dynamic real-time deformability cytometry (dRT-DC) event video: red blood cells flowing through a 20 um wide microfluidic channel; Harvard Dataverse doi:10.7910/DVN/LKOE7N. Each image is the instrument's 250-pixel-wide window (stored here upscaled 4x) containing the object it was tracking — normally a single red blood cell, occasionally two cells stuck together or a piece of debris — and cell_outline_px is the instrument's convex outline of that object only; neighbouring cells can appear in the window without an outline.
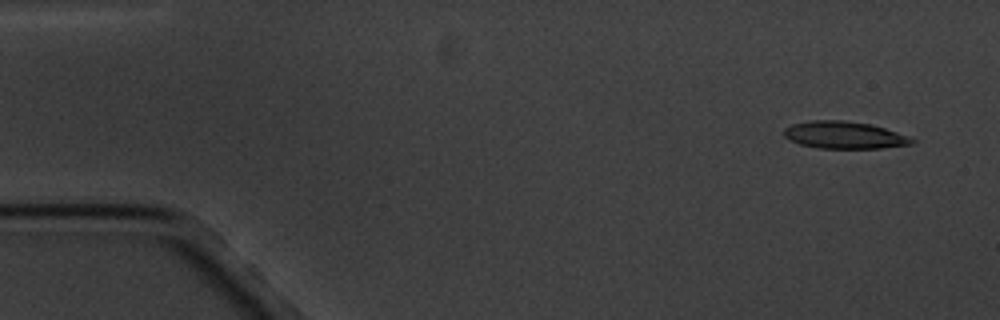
{"species": "common noctule bat (a hibernating species)", "species_latin": "Nyctalus noctula", "temperature_condition": "cold", "stored_images_in_passage": 4, "camera_frame_rate_fps": 3000, "um_per_image_px": 0.085, "animal": {"sex": "male", "body_mass_g": 20.1, "forearm_length_mm": 53.5}, "frame": {"image": 1, "passage_image": 1, "time_ms": 0.0, "image_size_px": [1000, 320], "cell_outline_px": [[916, 140], [912, 144], [880, 148], [820, 148], [800, 144], [788, 140], [784, 136], [784, 128], [792, 124], [808, 120], [844, 120], [872, 124], [896, 132]], "centroid_in_image_um": [71.72, 11.47], "position_along_channel_um": 13.3, "area_um2": 20.29}}
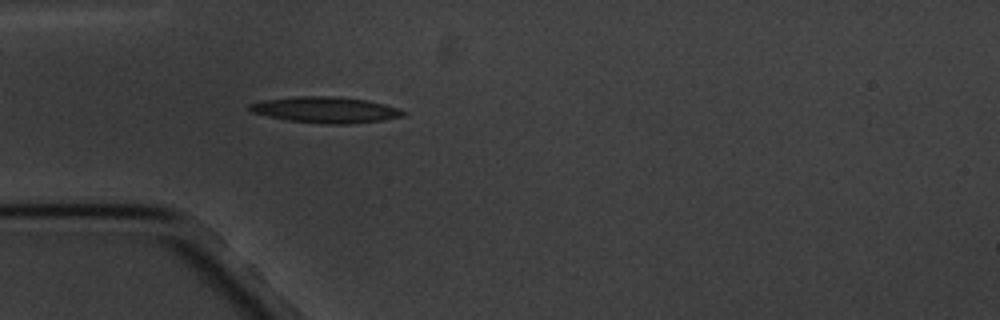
{"frame": {"image": 2, "passage_image": 4, "time_ms": 4.333, "image_size_px": [1000, 320], "cell_outline_px": [[408, 112], [404, 116], [384, 120], [348, 124], [320, 124], [288, 120], [268, 116], [252, 112], [248, 108], [248, 104], [260, 100], [300, 96], [332, 96], [368, 100], [384, 104]], "centroid_in_image_um": [27.67, 9.34], "position_along_channel_um": 57.3, "area_um2": 23.41}}